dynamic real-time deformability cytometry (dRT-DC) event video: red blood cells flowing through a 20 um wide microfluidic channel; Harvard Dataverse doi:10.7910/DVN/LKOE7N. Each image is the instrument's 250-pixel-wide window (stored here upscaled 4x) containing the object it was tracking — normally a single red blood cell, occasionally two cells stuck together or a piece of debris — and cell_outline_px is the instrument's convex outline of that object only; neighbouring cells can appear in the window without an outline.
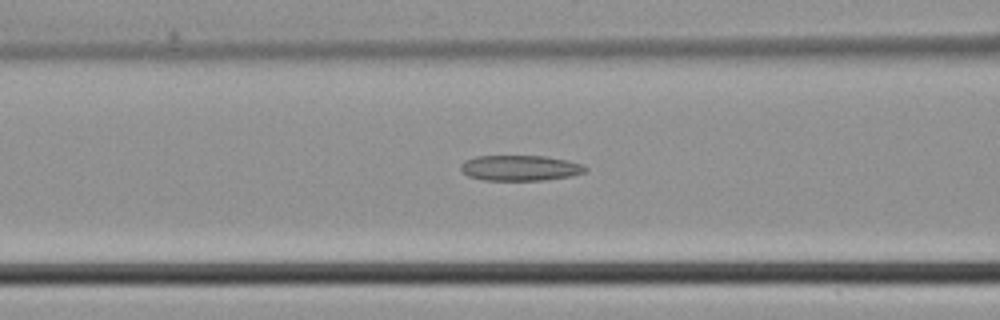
{"species": "common noctule bat (a hibernating species)", "species_latin": "Nyctalus noctula", "temperature_condition": "cold", "stored_images_in_passage": 31, "camera_frame_rate_fps": 3000, "um_per_image_px": 0.085, "animal": {"sex": "male", "body_mass_g": 21.5, "forearm_length_mm": 52.0}, "frame": {"image": 1, "passage_image": 12, "time_ms": 3.667, "image_size_px": [1000, 320], "cell_outline_px": [[588, 172], [568, 176], [544, 180], [484, 180], [468, 176], [460, 168], [460, 164], [464, 160], [476, 156], [544, 156], [568, 160], [584, 164], [588, 168]], "centroid_in_image_um": [44.23, 14.27], "position_along_channel_um": 122.4, "area_um2": 18.61}}
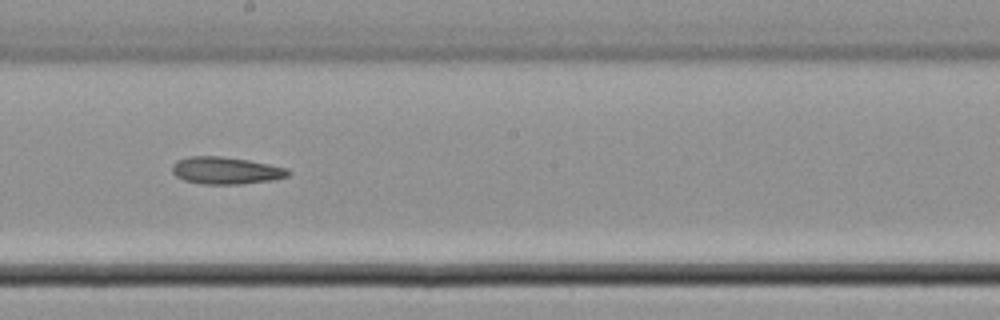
{"frame": {"image": 2, "passage_image": 19, "time_ms": 6.0, "image_size_px": [1000, 320], "cell_outline_px": [[292, 172], [288, 176], [272, 180], [240, 184], [204, 184], [184, 180], [176, 176], [172, 172], [172, 168], [176, 160], [188, 156], [220, 156], [248, 160], [288, 168]], "centroid_in_image_um": [19.2, 14.49], "position_along_channel_um": 229.0, "area_um2": 18.38}}
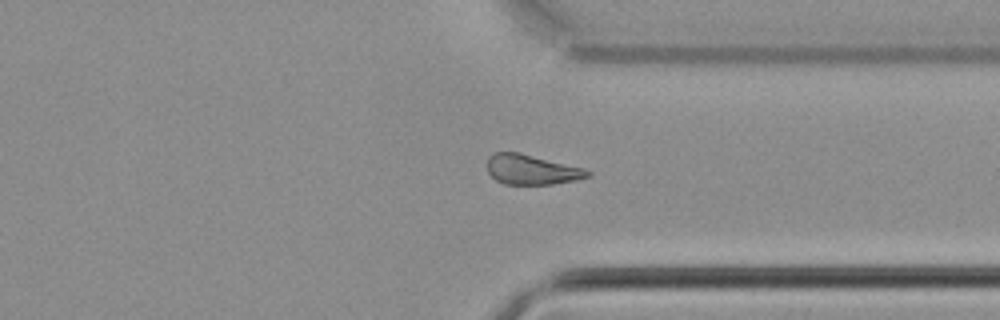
{"frame": {"image": 3, "passage_image": 28, "time_ms": 9.0, "image_size_px": [1000, 320], "cell_outline_px": [[592, 176], [576, 180], [552, 184], [504, 184], [496, 180], [488, 172], [488, 156], [492, 152], [520, 152], [584, 168], [592, 172]], "centroid_in_image_um": [45.2, 14.41], "position_along_channel_um": 366.2, "area_um2": 17.63}}